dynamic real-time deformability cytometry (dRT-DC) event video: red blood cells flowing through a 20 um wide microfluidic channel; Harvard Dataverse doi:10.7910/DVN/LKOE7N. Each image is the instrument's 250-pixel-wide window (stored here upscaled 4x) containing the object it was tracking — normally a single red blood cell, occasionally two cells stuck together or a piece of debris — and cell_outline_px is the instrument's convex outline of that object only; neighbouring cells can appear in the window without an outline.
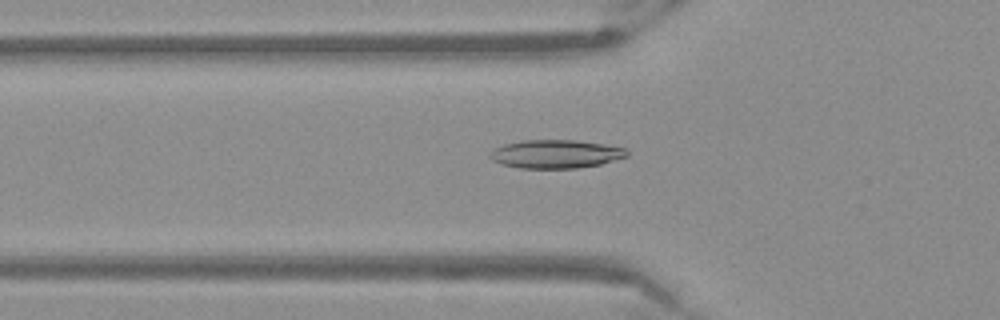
{"species": "Egyptian fruit bat (a non-hibernating species)", "species_latin": "Rousettus aegyptiacus", "temperature_condition": "warm", "stored_images_in_passage": 49, "camera_frame_rate_fps": 3000, "um_per_image_px": 0.085, "frame": {"image": 1, "passage_image": 15, "time_ms": 4.667, "image_size_px": [1000, 320], "cell_outline_px": [[628, 156], [600, 164], [576, 168], [520, 168], [504, 164], [492, 160], [488, 156], [488, 152], [492, 148], [504, 144], [524, 140], [576, 140], [628, 148]], "centroid_in_image_um": [47.21, 13.08], "position_along_channel_um": 78.6, "area_um2": 22.72}}
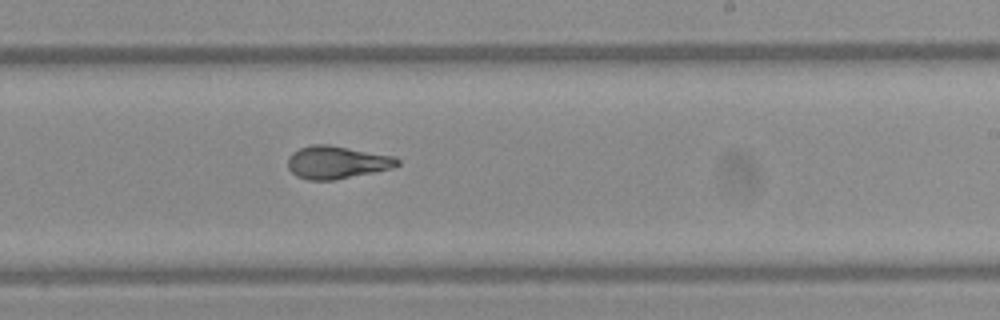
{"frame": {"image": 2, "passage_image": 29, "time_ms": 9.333, "image_size_px": [1000, 320], "cell_outline_px": [[400, 164], [392, 168], [332, 180], [308, 180], [296, 176], [288, 168], [288, 156], [292, 152], [300, 148], [312, 144], [328, 144], [396, 156], [400, 160]], "centroid_in_image_um": [28.62, 13.78], "position_along_channel_um": 260.4, "area_um2": 20.92}}
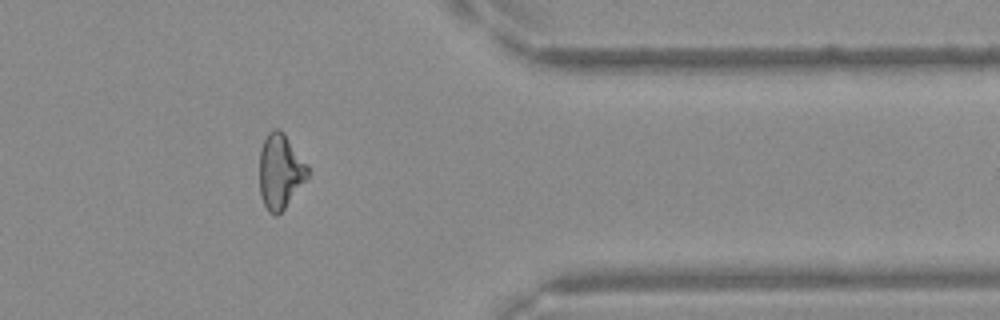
{"frame": {"image": 3, "passage_image": 40, "time_ms": 13.0, "image_size_px": [1000, 320], "cell_outline_px": [[312, 172], [284, 208], [276, 216], [268, 212], [264, 204], [260, 192], [260, 152], [264, 140], [268, 132], [272, 128], [276, 128], [284, 132], [308, 164]], "centroid_in_image_um": [23.85, 14.54], "position_along_channel_um": 387.6, "area_um2": 21.15}}